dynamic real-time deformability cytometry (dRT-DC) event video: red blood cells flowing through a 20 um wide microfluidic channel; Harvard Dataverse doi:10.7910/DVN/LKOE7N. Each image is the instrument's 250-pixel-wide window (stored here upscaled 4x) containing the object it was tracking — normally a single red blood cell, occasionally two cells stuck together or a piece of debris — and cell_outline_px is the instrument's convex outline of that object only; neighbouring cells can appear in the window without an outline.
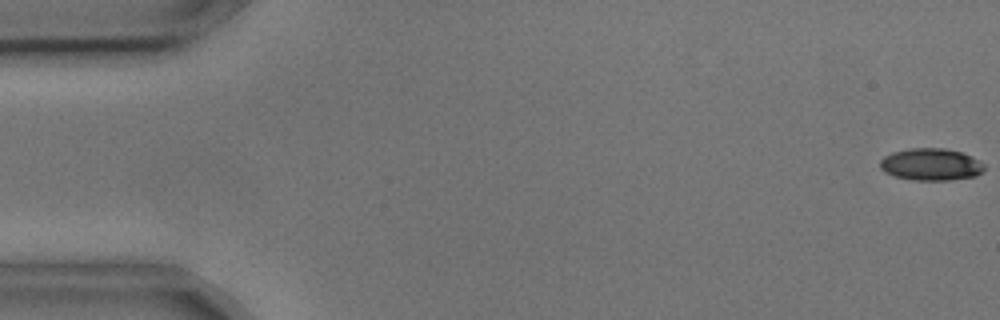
{"species": "common noctule bat (a hibernating species)", "species_latin": "Nyctalus noctula", "temperature_condition": "cold", "stored_images_in_passage": 6, "camera_frame_rate_fps": 3000, "um_per_image_px": 0.085, "animal": {"sex": "male", "body_mass_g": 17.9, "forearm_length_mm": 54.2}, "frame": {"image": 1, "passage_image": 1, "time_ms": 0.0, "image_size_px": [1000, 320], "cell_outline_px": [[984, 168], [976, 176], [948, 180], [912, 180], [896, 176], [884, 172], [880, 168], [880, 160], [884, 156], [892, 152], [912, 148], [944, 148], [960, 152], [984, 164]], "centroid_in_image_um": [79.08, 13.98], "position_along_channel_um": 5.9, "area_um2": 19.25}}